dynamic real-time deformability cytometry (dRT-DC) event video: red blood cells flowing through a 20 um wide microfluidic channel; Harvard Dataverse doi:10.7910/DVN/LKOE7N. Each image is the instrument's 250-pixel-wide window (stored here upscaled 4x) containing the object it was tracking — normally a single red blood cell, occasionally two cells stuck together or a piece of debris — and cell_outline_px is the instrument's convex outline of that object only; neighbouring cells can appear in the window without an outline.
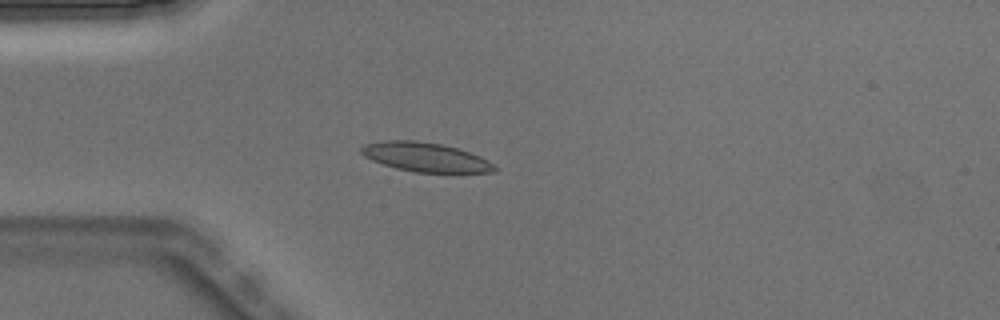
{"species": "Egyptian fruit bat (a non-hibernating species)", "species_latin": "Rousettus aegyptiacus", "temperature_condition": "warm", "stored_images_in_passage": 3, "camera_frame_rate_fps": 3000, "um_per_image_px": 0.085, "animal": {"sex": "male"}, "frame": {"image": 1, "passage_image": 3, "time_ms": 0.667, "image_size_px": [1000, 320], "cell_outline_px": [[496, 168], [492, 172], [452, 176], [412, 172], [396, 168], [372, 160], [364, 156], [360, 152], [360, 148], [364, 144], [384, 140], [416, 140], [440, 144], [456, 148], [480, 156], [488, 160]], "centroid_in_image_um": [36.22, 13.41], "position_along_channel_um": 48.8, "area_um2": 23.58}}